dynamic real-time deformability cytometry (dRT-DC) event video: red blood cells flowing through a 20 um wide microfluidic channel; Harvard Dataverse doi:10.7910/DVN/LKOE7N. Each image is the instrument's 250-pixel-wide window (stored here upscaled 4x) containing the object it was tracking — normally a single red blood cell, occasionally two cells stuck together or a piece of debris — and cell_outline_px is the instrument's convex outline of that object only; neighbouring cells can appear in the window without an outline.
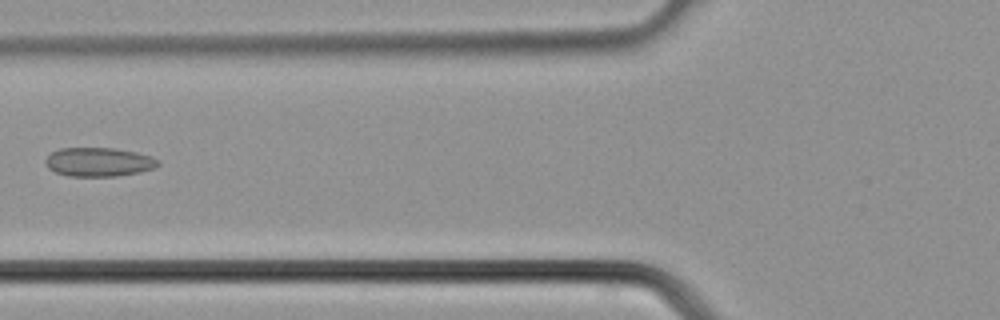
{"species": "common noctule bat (a hibernating species)", "species_latin": "Nyctalus noctula", "temperature_condition": "cold", "stored_images_in_passage": 27, "camera_frame_rate_fps": 3000, "um_per_image_px": 0.085, "animal": {"sex": "male", "body_mass_g": 21.5, "forearm_length_mm": 52.0}, "frame": {"image": 1, "passage_image": 5, "time_ms": 1.333, "image_size_px": [1000, 320], "cell_outline_px": [[160, 164], [156, 168], [140, 172], [116, 176], [68, 176], [56, 172], [48, 168], [44, 164], [44, 160], [52, 152], [60, 148], [116, 148], [136, 152], [152, 156], [160, 160]], "centroid_in_image_um": [8.42, 13.77], "position_along_channel_um": 117.4, "area_um2": 19.19}}
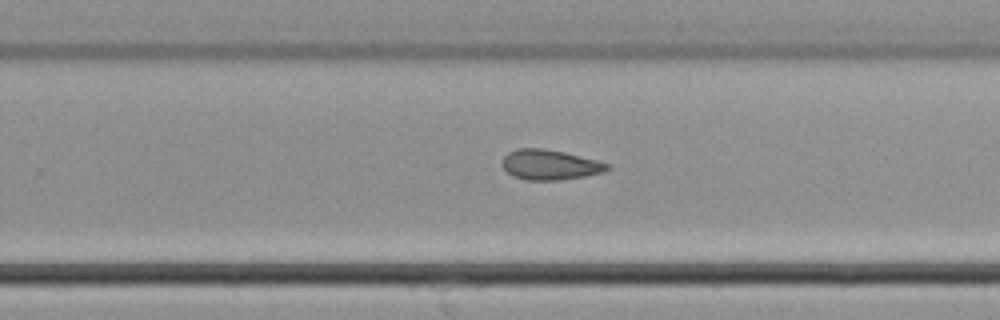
{"frame": {"image": 2, "passage_image": 14, "time_ms": 4.333, "image_size_px": [1000, 320], "cell_outline_px": [[612, 168], [604, 172], [584, 176], [560, 180], [528, 180], [512, 176], [504, 168], [504, 156], [508, 152], [516, 148], [540, 148], [564, 152], [596, 160], [608, 164]], "centroid_in_image_um": [46.75, 14.0], "position_along_channel_um": 283.0, "area_um2": 18.26}}
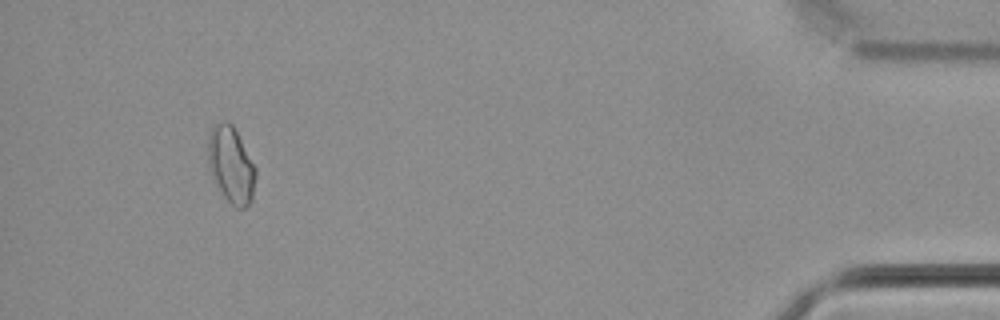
{"frame": {"image": 3, "passage_image": 25, "time_ms": 8.0, "image_size_px": [1000, 320], "cell_outline_px": [[256, 176], [252, 200], [244, 208], [240, 208], [232, 204], [224, 196], [212, 180], [208, 164], [208, 132], [216, 124], [224, 120], [232, 124], [256, 168]], "centroid_in_image_um": [19.62, 14.01], "position_along_channel_um": 415.6, "area_um2": 21.15}}